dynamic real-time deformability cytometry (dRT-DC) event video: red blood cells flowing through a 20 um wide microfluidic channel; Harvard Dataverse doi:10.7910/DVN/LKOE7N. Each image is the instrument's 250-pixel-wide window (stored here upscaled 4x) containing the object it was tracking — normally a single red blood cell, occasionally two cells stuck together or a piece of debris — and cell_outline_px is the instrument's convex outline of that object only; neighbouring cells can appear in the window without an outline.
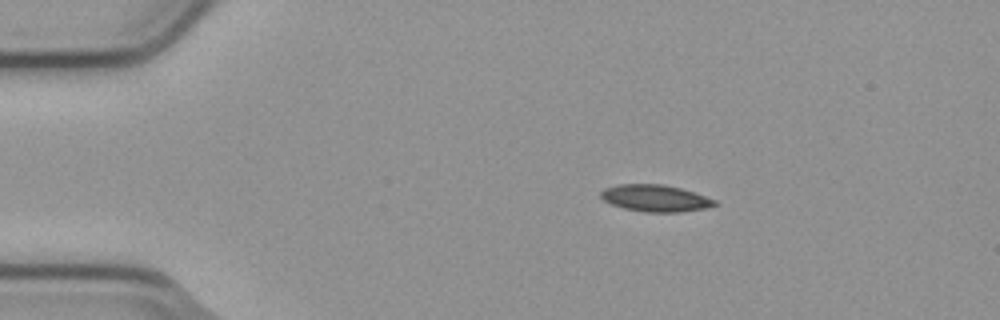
{"species": "common noctule bat (a hibernating species)", "species_latin": "Nyctalus noctula", "temperature_condition": "cold", "stored_images_in_passage": 4, "camera_frame_rate_fps": 3000, "um_per_image_px": 0.085, "animal": {"sex": "male", "body_mass_g": 23.1, "forearm_length_mm": 52.7}, "frame": {"image": 1, "passage_image": 3, "time_ms": 0.667, "image_size_px": [1000, 320], "cell_outline_px": [[720, 204], [704, 208], [680, 212], [648, 212], [624, 208], [612, 204], [604, 200], [600, 196], [600, 192], [604, 188], [616, 184], [664, 184], [680, 188], [716, 200]], "centroid_in_image_um": [55.69, 16.84], "position_along_channel_um": 29.3, "area_um2": 17.69}}